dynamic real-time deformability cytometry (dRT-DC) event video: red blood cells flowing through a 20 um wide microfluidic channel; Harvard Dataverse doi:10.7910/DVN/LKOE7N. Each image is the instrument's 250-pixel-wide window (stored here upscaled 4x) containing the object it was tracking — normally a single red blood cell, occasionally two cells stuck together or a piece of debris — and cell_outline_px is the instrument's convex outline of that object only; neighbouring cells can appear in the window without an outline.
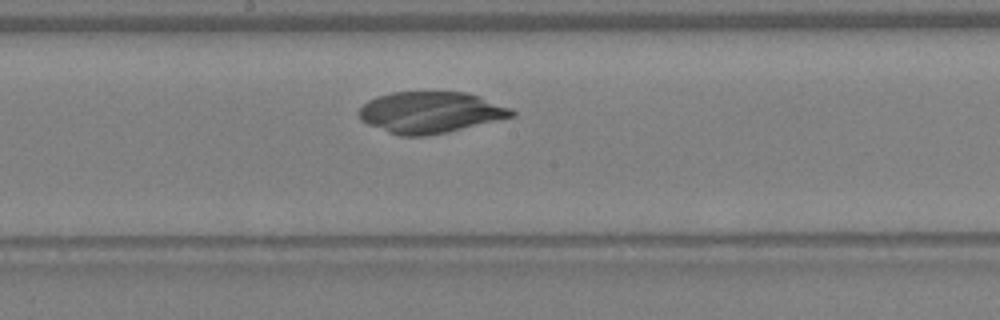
{"species": "Egyptian fruit bat (a non-hibernating species)", "species_latin": "Rousettus aegyptiacus", "temperature_condition": "warm", "stored_images_in_passage": 32, "camera_frame_rate_fps": 3000, "um_per_image_px": 0.085, "animal": {"sex": "female"}, "frame": {"image": 1, "passage_image": 14, "time_ms": 4.333, "image_size_px": [1000, 320], "cell_outline_px": [[516, 116], [448, 132], [424, 136], [400, 136], [388, 132], [368, 124], [360, 120], [360, 108], [368, 100], [376, 96], [392, 92], [468, 92], [480, 96], [512, 108], [516, 112]], "centroid_in_image_um": [36.62, 9.55], "position_along_channel_um": 211.6, "area_um2": 36.93}}
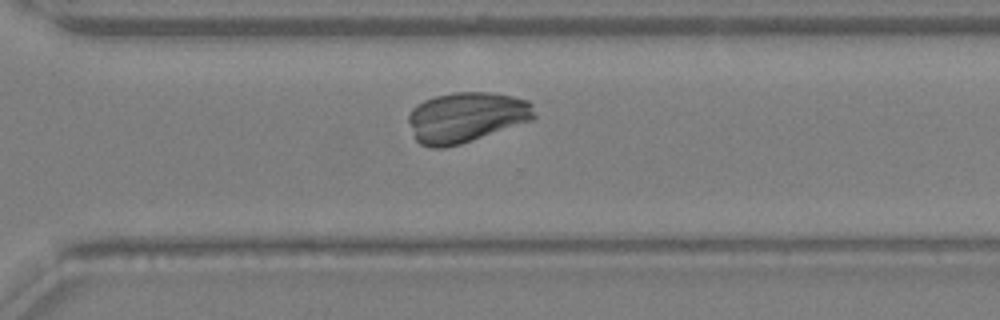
{"frame": {"image": 2, "passage_image": 21, "time_ms": 6.667, "image_size_px": [1000, 320], "cell_outline_px": [[536, 116], [532, 120], [460, 144], [444, 148], [432, 148], [420, 144], [416, 140], [408, 120], [408, 116], [412, 108], [416, 104], [424, 100], [436, 96], [452, 92], [488, 92], [512, 96], [528, 100], [532, 104]], "centroid_in_image_um": [39.61, 9.96], "position_along_channel_um": 331.0, "area_um2": 36.82}}
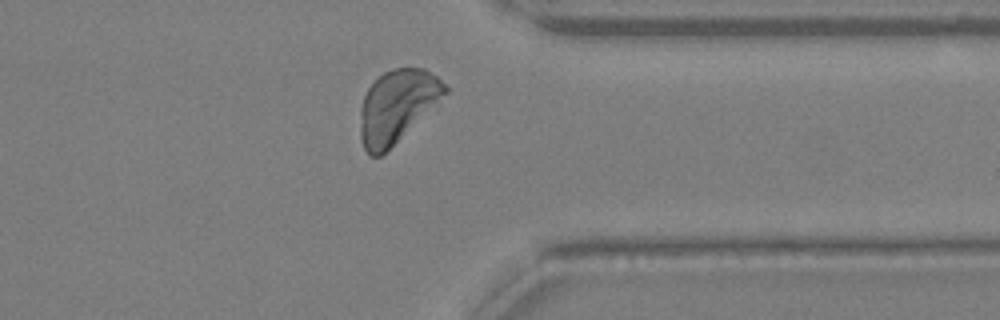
{"frame": {"image": 3, "passage_image": 24, "time_ms": 7.667, "image_size_px": [1000, 320], "cell_outline_px": [[448, 92], [436, 104], [380, 156], [372, 156], [364, 148], [360, 140], [360, 108], [364, 96], [368, 88], [384, 72], [396, 68], [424, 68], [436, 76], [448, 88]], "centroid_in_image_um": [33.72, 9.01], "position_along_channel_um": 377.7, "area_um2": 35.03}}